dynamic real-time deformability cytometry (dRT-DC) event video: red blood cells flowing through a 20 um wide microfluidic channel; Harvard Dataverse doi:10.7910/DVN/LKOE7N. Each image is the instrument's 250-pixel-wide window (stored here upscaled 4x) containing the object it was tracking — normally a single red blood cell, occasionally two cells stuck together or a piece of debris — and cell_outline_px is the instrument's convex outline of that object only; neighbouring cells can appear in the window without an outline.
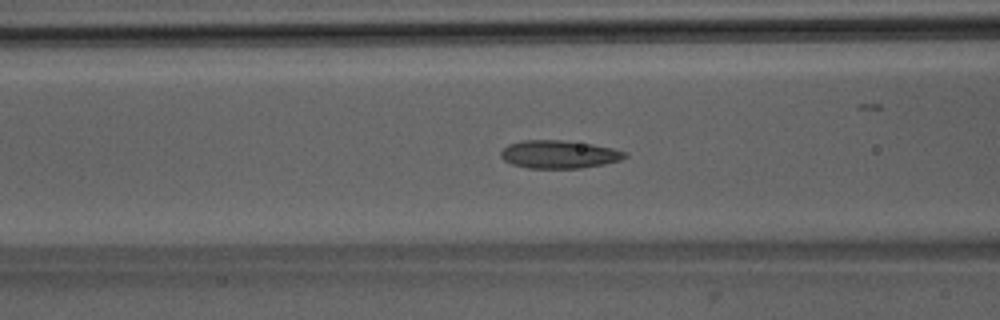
{"species": "Egyptian fruit bat (a non-hibernating species)", "species_latin": "Rousettus aegyptiacus", "temperature_condition": "room temperature", "stored_images_in_passage": 53, "camera_frame_rate_fps": 3000, "um_per_image_px": 0.085, "animal": {"sex": "male"}, "frame": {"image": 1, "passage_image": 21, "time_ms": 6.667, "image_size_px": [1000, 320], "cell_outline_px": [[628, 156], [620, 160], [604, 164], [580, 168], [528, 168], [512, 164], [504, 160], [500, 156], [500, 152], [508, 144], [524, 140], [560, 140], [592, 144], [612, 148], [628, 152]], "centroid_in_image_um": [47.52, 13.12], "position_along_channel_um": 119.1, "area_um2": 20.23}}
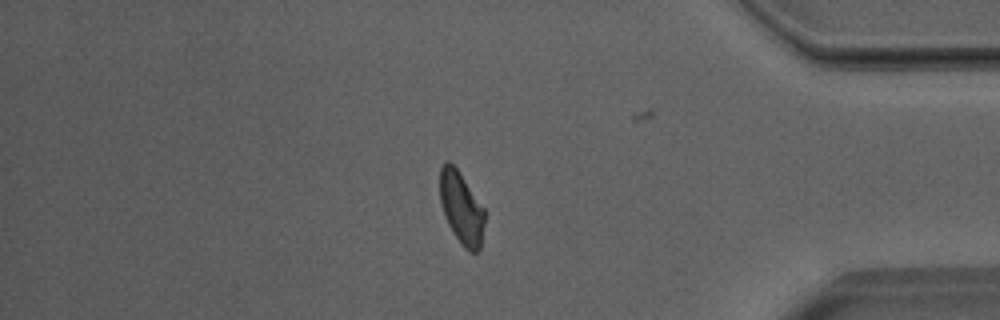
{"frame": {"image": 2, "passage_image": 44, "time_ms": 14.333, "image_size_px": [1000, 320], "cell_outline_px": [[484, 224], [480, 248], [476, 252], [468, 252], [464, 248], [452, 232], [444, 216], [440, 204], [440, 168], [448, 160], [460, 172], [484, 208]], "centroid_in_image_um": [39.21, 17.69], "position_along_channel_um": 396.0, "area_um2": 18.84}}
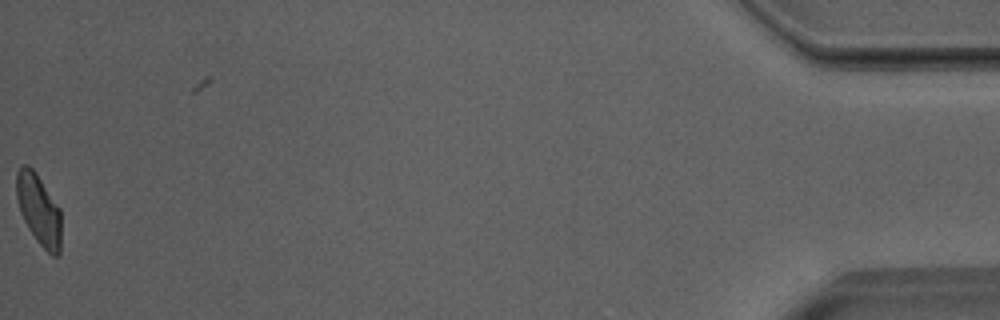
{"frame": {"image": 3, "passage_image": 52, "time_ms": 17.0, "image_size_px": [1000, 320], "cell_outline_px": [[60, 252], [56, 256], [52, 256], [36, 240], [28, 228], [20, 212], [16, 196], [16, 172], [20, 164], [28, 164], [36, 172], [60, 208]], "centroid_in_image_um": [3.27, 17.77], "position_along_channel_um": 431.9, "area_um2": 18.55}, "authors_computed_cell_mechanics": {"area_um2": 19.652, "velocity_mm_per_s": 3.9894, "shape_relaxation_time_tau1_ms": 7.5861, "shape_relaxation_time_tau2_ms": 1.9621, "deformation_change_tau1": 0.1604, "deformation_change_tau2": 0.0902}}